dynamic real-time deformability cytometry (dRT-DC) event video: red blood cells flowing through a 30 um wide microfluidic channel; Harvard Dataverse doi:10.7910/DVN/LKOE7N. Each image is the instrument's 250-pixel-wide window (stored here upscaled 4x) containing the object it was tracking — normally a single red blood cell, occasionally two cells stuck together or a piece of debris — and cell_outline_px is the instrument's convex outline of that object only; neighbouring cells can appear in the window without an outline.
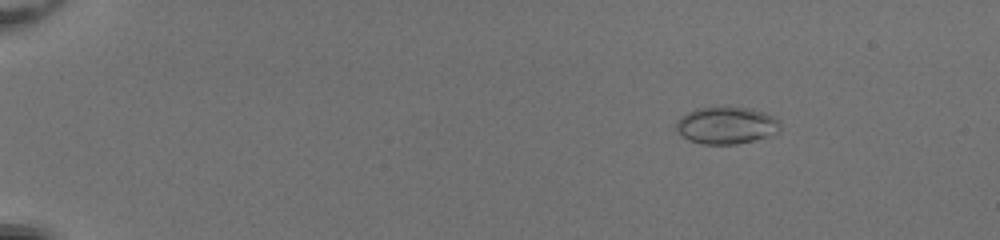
{"species": "common noctule bat (a hibernating species)", "species_latin": "Nyctalus noctula", "temperature_condition": "room temperature", "stored_images_in_passage": 53, "camera_frame_rate_fps": 3000, "um_per_image_px": 0.085, "animal": {"sex": "female", "body_mass_g": 20.0, "forearm_length_mm": 54.0}, "frame": {"image": 1, "passage_image": 9, "time_ms": 2.667, "image_size_px": [1000, 240], "cell_outline_px": [[780, 132], [768, 136], [736, 144], [704, 144], [688, 140], [676, 132], [676, 120], [680, 116], [696, 108], [716, 104], [720, 104], [752, 108], [764, 112], [780, 120]], "centroid_in_image_um": [61.72, 10.6], "position_along_channel_um": 23.3, "area_um2": 23.35}}
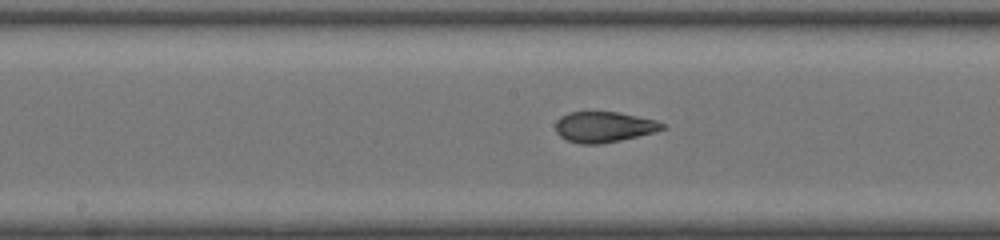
{"frame": {"image": 2, "passage_image": 31, "time_ms": 10.0, "image_size_px": [1000, 240], "cell_outline_px": [[668, 128], [656, 132], [620, 140], [600, 144], [580, 144], [568, 140], [560, 136], [556, 132], [556, 120], [560, 116], [568, 112], [620, 112], [656, 120], [664, 124]], "centroid_in_image_um": [51.35, 10.78], "position_along_channel_um": 196.8, "area_um2": 19.19}}
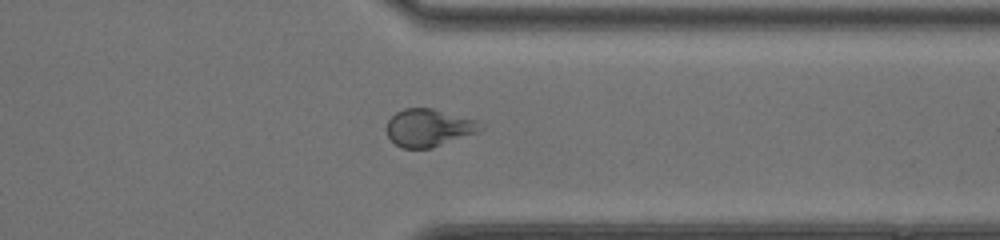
{"frame": {"image": 3, "passage_image": 44, "time_ms": 14.333, "image_size_px": [1000, 240], "cell_outline_px": [[484, 128], [480, 132], [432, 148], [400, 148], [388, 136], [388, 120], [396, 112], [404, 108], [432, 108], [476, 120], [484, 124]], "centroid_in_image_um": [36.49, 10.86], "position_along_channel_um": 374.9, "area_um2": 20.63}, "authors_computed_cell_mechanics": {"area_um2": 20.808, "velocity_mm_per_s": 4.1191, "shape_relaxation_time_tau1_ms": null, "shape_relaxation_time_tau2_ms": 0.91, "deformation_change_tau1": null, "deformation_change_tau2": 0.0796}}